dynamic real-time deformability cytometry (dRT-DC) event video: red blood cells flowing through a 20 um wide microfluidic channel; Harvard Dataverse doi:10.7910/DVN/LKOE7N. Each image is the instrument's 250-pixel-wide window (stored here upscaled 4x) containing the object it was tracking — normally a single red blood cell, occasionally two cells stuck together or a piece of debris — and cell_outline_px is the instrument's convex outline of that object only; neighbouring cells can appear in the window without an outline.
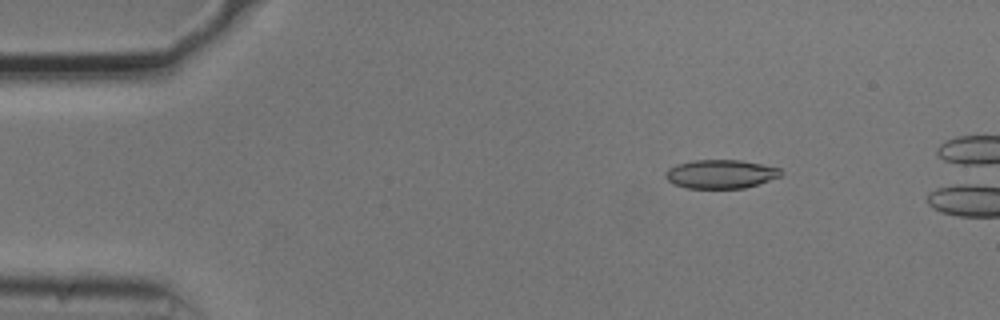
{"species": "common noctule bat (a hibernating species)", "species_latin": "Nyctalus noctula", "temperature_condition": "cold", "stored_images_in_passage": 51, "camera_frame_rate_fps": 3000, "um_per_image_px": 0.085, "animal": {"sex": "male", "body_mass_g": 20.5, "forearm_length_mm": 52.5}, "frame": {"image": 1, "passage_image": 8, "time_ms": 2.333, "image_size_px": [1000, 320], "cell_outline_px": [[784, 172], [780, 176], [744, 188], [688, 188], [672, 184], [664, 176], [664, 172], [668, 168], [676, 164], [692, 160], [740, 160], [780, 168]], "centroid_in_image_um": [61.2, 14.79], "position_along_channel_um": 23.8, "area_um2": 19.31}}
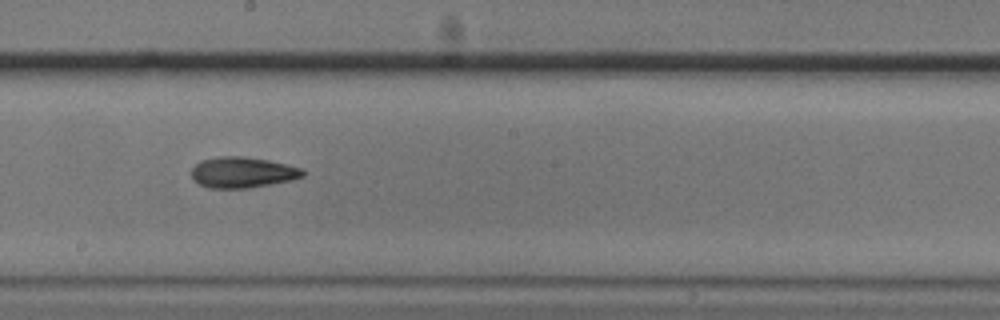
{"frame": {"image": 2, "passage_image": 30, "time_ms": 9.667, "image_size_px": [1000, 320], "cell_outline_px": [[304, 176], [292, 180], [272, 184], [248, 188], [208, 188], [200, 184], [192, 176], [192, 168], [200, 160], [220, 156], [244, 156], [268, 160], [288, 164], [304, 168]], "centroid_in_image_um": [20.65, 14.64], "position_along_channel_um": 227.5, "area_um2": 20.11}}
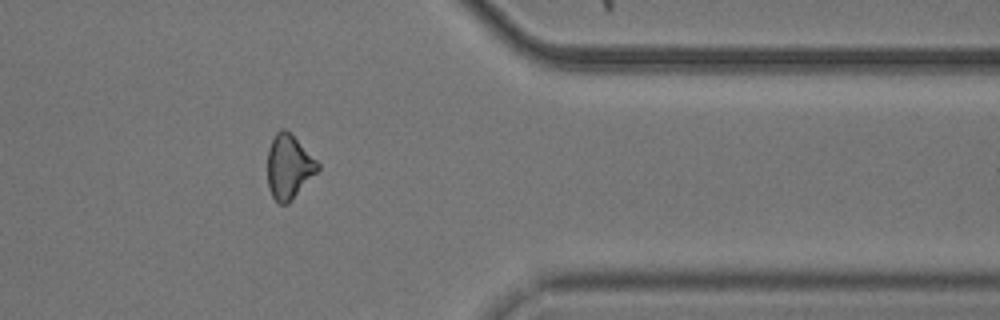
{"frame": {"image": 3, "passage_image": 44, "time_ms": 14.333, "image_size_px": [1000, 320], "cell_outline_px": [[320, 168], [292, 200], [288, 204], [280, 204], [272, 196], [268, 188], [268, 148], [276, 132], [280, 128], [284, 128], [320, 164]], "centroid_in_image_um": [24.53, 14.2], "position_along_channel_um": 386.9, "area_um2": 18.44}}